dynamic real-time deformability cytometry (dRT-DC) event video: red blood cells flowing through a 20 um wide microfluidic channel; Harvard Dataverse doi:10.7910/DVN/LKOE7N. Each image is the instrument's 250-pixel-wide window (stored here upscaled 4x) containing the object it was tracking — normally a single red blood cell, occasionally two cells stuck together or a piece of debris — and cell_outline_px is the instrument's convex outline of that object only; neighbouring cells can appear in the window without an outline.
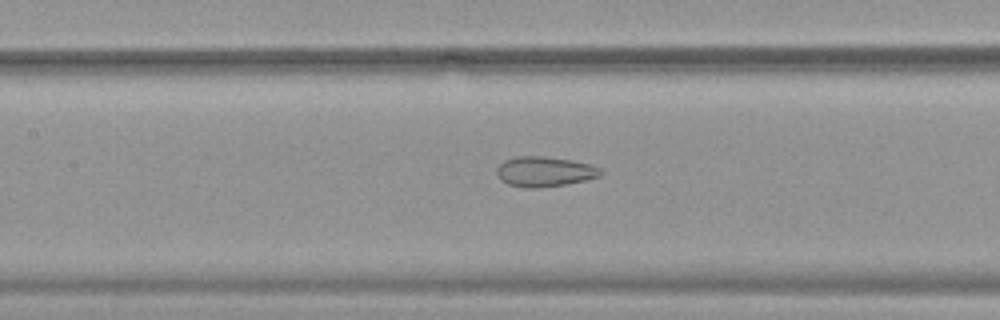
{"species": "common noctule bat (a hibernating species)", "species_latin": "Nyctalus noctula", "temperature_condition": "warm", "stored_images_in_passage": 48, "camera_frame_rate_fps": 3000, "um_per_image_px": 0.085, "animal": {"sex": "female", "body_mass_g": 19.9}, "frame": {"image": 1, "passage_image": 25, "time_ms": 8.0, "image_size_px": [1000, 320], "cell_outline_px": [[604, 172], [600, 176], [584, 180], [564, 184], [536, 188], [524, 188], [508, 184], [500, 180], [496, 176], [496, 168], [504, 160], [516, 156], [544, 156], [572, 160], [592, 164], [600, 168]], "centroid_in_image_um": [46.26, 14.58], "position_along_channel_um": 161.1, "area_um2": 18.38}}
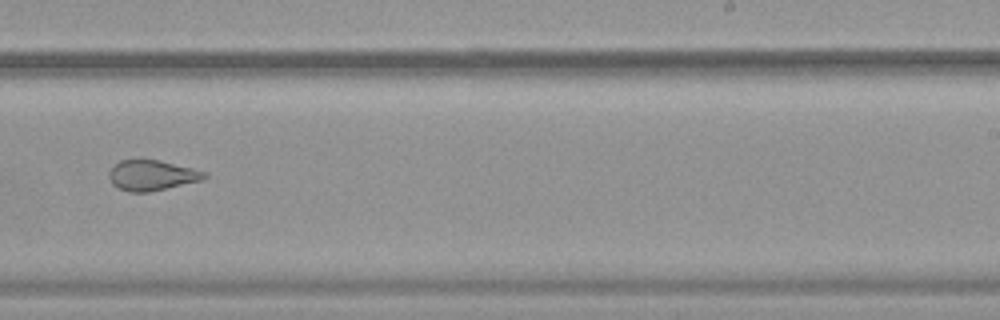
{"frame": {"image": 2, "passage_image": 34, "time_ms": 11.0, "image_size_px": [1000, 320], "cell_outline_px": [[208, 176], [204, 180], [148, 192], [128, 192], [112, 184], [108, 176], [108, 172], [120, 160], [156, 160], [192, 168], [208, 172]], "centroid_in_image_um": [12.93, 14.91], "position_along_channel_um": 276.1, "area_um2": 16.76}}
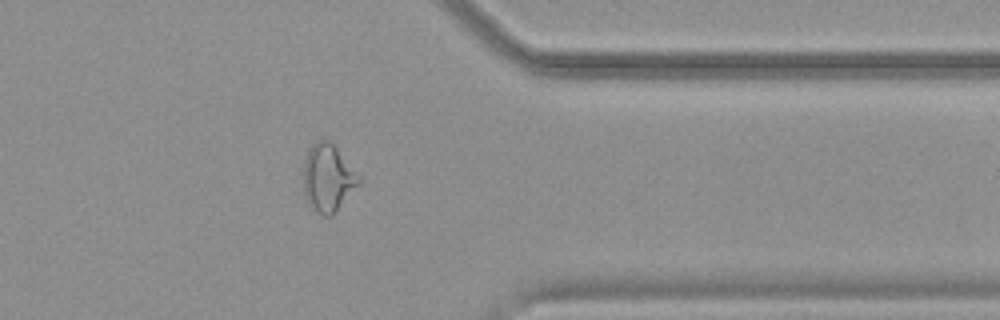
{"frame": {"image": 3, "passage_image": 43, "time_ms": 14.0, "image_size_px": [1000, 320], "cell_outline_px": [[360, 184], [336, 212], [332, 216], [324, 216], [312, 212], [304, 196], [304, 160], [308, 148], [316, 140], [328, 140], [336, 148], [360, 176]], "centroid_in_image_um": [27.85, 15.17], "position_along_channel_um": 383.5, "area_um2": 22.02}}